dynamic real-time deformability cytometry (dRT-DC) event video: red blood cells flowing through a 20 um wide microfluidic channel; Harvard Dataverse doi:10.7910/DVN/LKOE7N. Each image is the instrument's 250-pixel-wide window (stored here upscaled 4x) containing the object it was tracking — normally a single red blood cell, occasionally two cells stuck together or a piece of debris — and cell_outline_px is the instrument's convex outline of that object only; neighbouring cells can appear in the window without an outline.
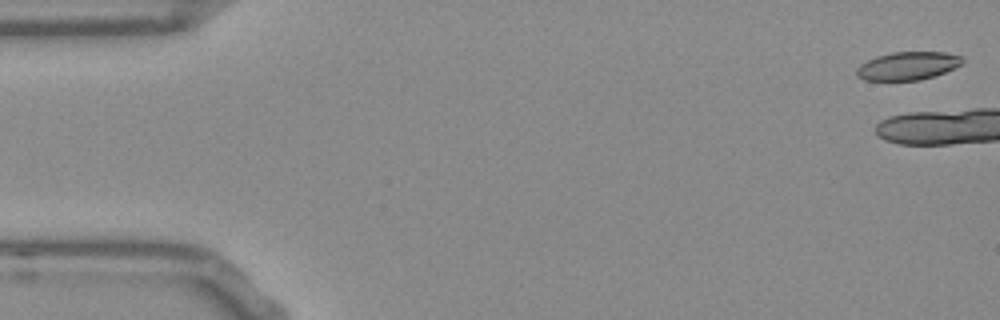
{"species": "Egyptian fruit bat (a non-hibernating species)", "species_latin": "Rousettus aegyptiacus", "temperature_condition": "room temperature", "stored_images_in_passage": 7, "camera_frame_rate_fps": 3000, "um_per_image_px": 0.085, "frame": {"image": 1, "passage_image": 1, "time_ms": 0.0, "image_size_px": [1000, 320], "cell_outline_px": [[964, 64], [944, 72], [920, 80], [864, 80], [856, 76], [856, 68], [860, 64], [876, 56], [892, 52], [944, 52], [964, 56]], "centroid_in_image_um": [77.17, 5.59], "position_along_channel_um": 7.8, "area_um2": 17.46}}